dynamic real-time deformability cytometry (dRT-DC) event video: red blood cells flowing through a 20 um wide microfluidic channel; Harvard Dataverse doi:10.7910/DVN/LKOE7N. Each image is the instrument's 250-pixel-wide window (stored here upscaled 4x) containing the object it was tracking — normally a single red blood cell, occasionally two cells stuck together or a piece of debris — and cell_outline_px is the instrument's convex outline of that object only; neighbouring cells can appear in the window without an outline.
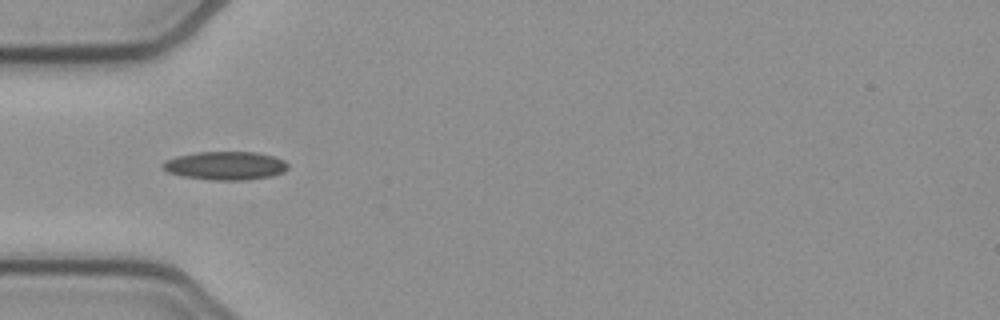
{"species": "common noctule bat (a hibernating species)", "species_latin": "Nyctalus noctula", "temperature_condition": "cold", "stored_images_in_passage": 37, "camera_frame_rate_fps": 3000, "um_per_image_px": 0.085, "animal": {"sex": "female", "body_mass_g": 21.9}, "frame": {"image": 1, "passage_image": 1, "time_ms": 0.0, "image_size_px": [1000, 320], "cell_outline_px": [[288, 168], [284, 172], [272, 176], [248, 180], [208, 180], [184, 176], [168, 172], [160, 164], [164, 160], [176, 156], [196, 152], [256, 152], [272, 156], [284, 160], [288, 164]], "centroid_in_image_um": [19.16, 14.08], "position_along_channel_um": 65.8, "area_um2": 20.87}}
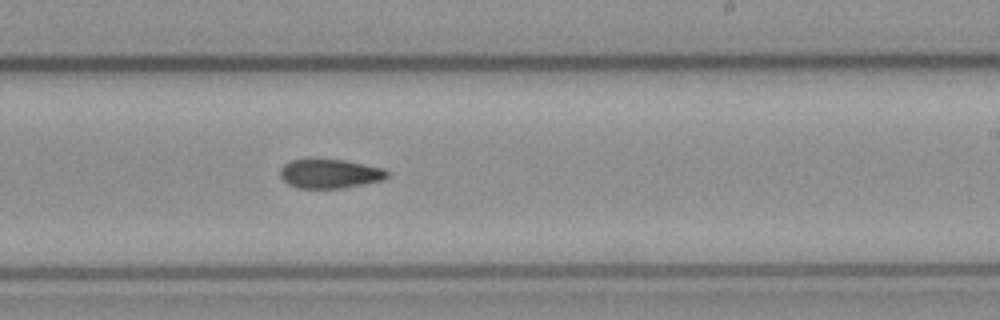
{"frame": {"image": 2, "passage_image": 16, "time_ms": 5.0, "image_size_px": [1000, 320], "cell_outline_px": [[388, 176], [384, 180], [344, 188], [296, 188], [288, 184], [280, 176], [280, 168], [284, 164], [292, 160], [344, 160], [384, 168], [388, 172]], "centroid_in_image_um": [28.05, 14.78], "position_along_channel_um": 260.9, "area_um2": 18.09}}
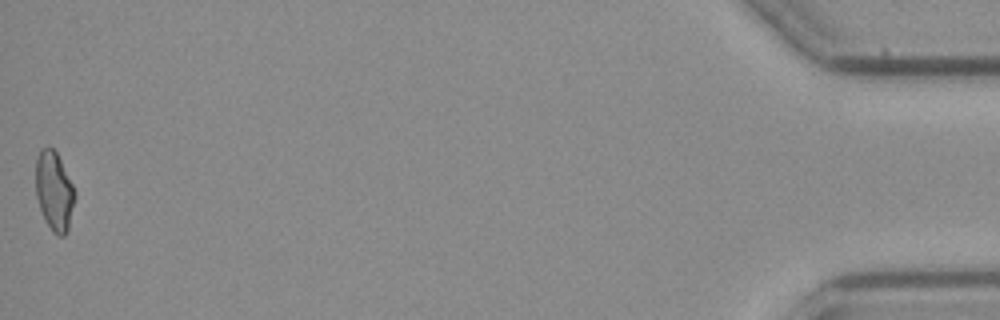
{"frame": {"image": 3, "passage_image": 37, "time_ms": 12.0, "image_size_px": [1000, 320], "cell_outline_px": [[76, 196], [68, 228], [64, 236], [56, 236], [52, 232], [44, 220], [36, 196], [36, 156], [40, 148], [48, 144], [56, 152], [76, 192]], "centroid_in_image_um": [4.59, 16.24], "position_along_channel_um": 430.6, "area_um2": 18.21}}